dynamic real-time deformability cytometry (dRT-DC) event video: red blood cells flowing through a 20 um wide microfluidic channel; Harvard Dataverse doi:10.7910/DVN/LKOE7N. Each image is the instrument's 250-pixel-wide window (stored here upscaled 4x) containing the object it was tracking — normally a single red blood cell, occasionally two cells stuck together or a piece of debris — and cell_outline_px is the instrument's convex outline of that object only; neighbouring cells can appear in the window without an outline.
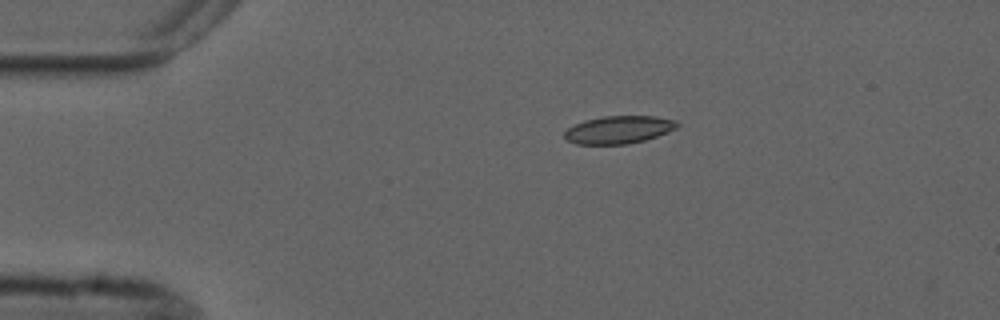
{"species": "common noctule bat (a hibernating species)", "species_latin": "Nyctalus noctula", "temperature_condition": "cold", "stored_images_in_passage": 7, "camera_frame_rate_fps": 3000, "um_per_image_px": 0.085, "animal": {"sex": "male", "forearm_length_mm": 52.5}, "frame": {"image": 1, "passage_image": 3, "time_ms": 2.333, "image_size_px": [1000, 320], "cell_outline_px": [[680, 124], [676, 128], [668, 132], [644, 140], [628, 144], [576, 144], [568, 140], [564, 136], [564, 132], [568, 128], [584, 120], [604, 116], [656, 116], [676, 120]], "centroid_in_image_um": [52.61, 11.02], "position_along_channel_um": 32.4, "area_um2": 18.15}}
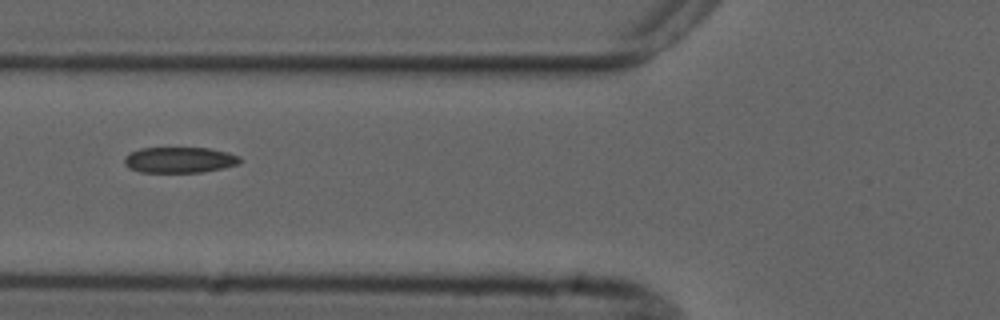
{"frame": {"image": 2, "passage_image": 6, "time_ms": 5.667, "image_size_px": [1000, 320], "cell_outline_px": [[244, 160], [240, 164], [224, 168], [204, 172], [140, 172], [128, 168], [124, 164], [124, 156], [128, 152], [140, 148], [208, 148], [228, 152], [240, 156]], "centroid_in_image_um": [15.28, 13.59], "position_along_channel_um": 110.5, "area_um2": 17.74}}
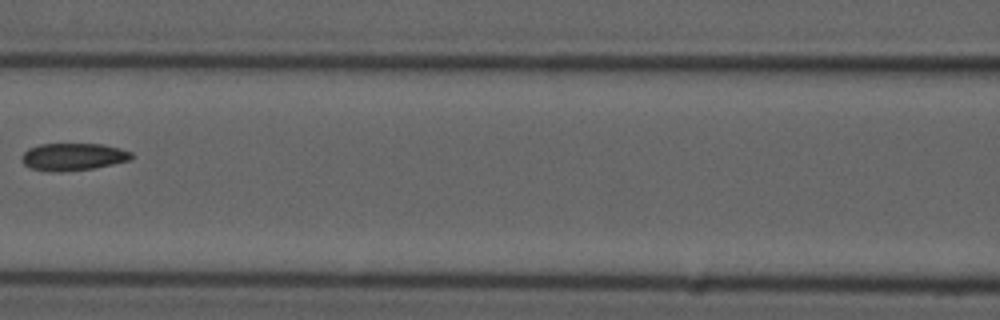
{"frame": {"image": 3, "passage_image": 7, "time_ms": 7.0, "image_size_px": [1000, 320], "cell_outline_px": [[136, 156], [132, 160], [92, 168], [60, 172], [32, 168], [24, 164], [20, 160], [20, 156], [28, 148], [40, 144], [104, 144], [120, 148], [132, 152]], "centroid_in_image_um": [6.25, 13.31], "position_along_channel_um": 160.4, "area_um2": 17.57}}